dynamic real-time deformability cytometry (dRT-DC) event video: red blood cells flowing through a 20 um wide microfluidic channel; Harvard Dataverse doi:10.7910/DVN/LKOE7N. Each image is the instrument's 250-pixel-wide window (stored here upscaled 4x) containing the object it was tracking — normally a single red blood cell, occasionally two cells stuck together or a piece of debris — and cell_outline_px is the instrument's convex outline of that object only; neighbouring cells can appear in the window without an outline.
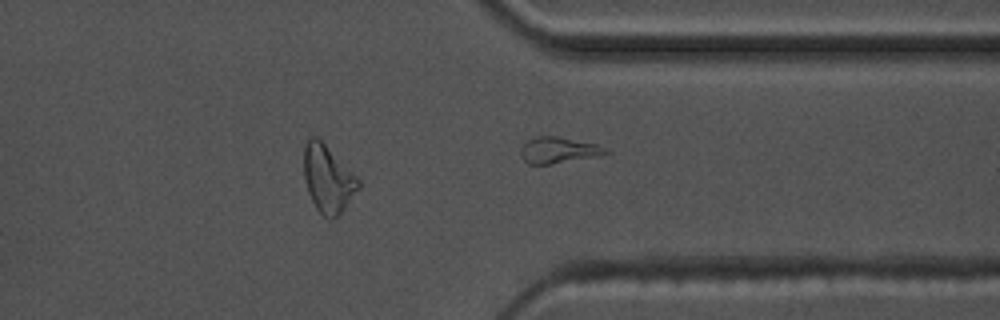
{"species": "common noctule bat (a hibernating species)", "species_latin": "Nyctalus noctula", "temperature_condition": "warm", "stored_images_in_passage": 47, "camera_frame_rate_fps": 3000, "um_per_image_px": 0.085, "animal": {"sex": "male", "body_mass_g": 17.5, "forearm_length_mm": 52.3}, "frame": {"image": 1, "passage_image": 47, "time_ms": 15.333, "image_size_px": [1000, 320], "cell_outline_px": [[608, 152], [600, 156], [548, 164], [528, 164], [520, 156], [520, 148], [528, 140], [536, 136], [556, 136], [596, 144], [608, 148]], "centroid_in_image_um": [47.45, 12.76], "position_along_channel_um": 363.9, "area_um2": 12.89}, "authors_computed_cell_mechanics": {"area_um2": 19.1896, "velocity_mm_per_s": 3.5896, "shape_relaxation_time_tau1_ms": 10.64, "shape_relaxation_time_tau2_ms": 4.6837, "deformation_change_tau1": 0.275, "deformation_change_tau2": 0.1432}}